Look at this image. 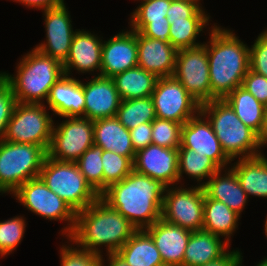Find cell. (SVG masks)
Listing matches in <instances>:
<instances>
[{
    "label": "cell",
    "mask_w": 267,
    "mask_h": 266,
    "mask_svg": "<svg viewBox=\"0 0 267 266\" xmlns=\"http://www.w3.org/2000/svg\"><path fill=\"white\" fill-rule=\"evenodd\" d=\"M166 188L161 181L133 170L120 182L111 184L100 198L142 230L161 218Z\"/></svg>",
    "instance_id": "6da1fadb"
},
{
    "label": "cell",
    "mask_w": 267,
    "mask_h": 266,
    "mask_svg": "<svg viewBox=\"0 0 267 266\" xmlns=\"http://www.w3.org/2000/svg\"><path fill=\"white\" fill-rule=\"evenodd\" d=\"M137 229L117 210L100 197L87 208L78 211L72 234L68 237L77 247L102 255L116 253ZM99 247V248H98Z\"/></svg>",
    "instance_id": "7a4b0ae2"
},
{
    "label": "cell",
    "mask_w": 267,
    "mask_h": 266,
    "mask_svg": "<svg viewBox=\"0 0 267 266\" xmlns=\"http://www.w3.org/2000/svg\"><path fill=\"white\" fill-rule=\"evenodd\" d=\"M205 43L209 63L211 101L224 99L237 87L250 69L249 47L230 29L214 24Z\"/></svg>",
    "instance_id": "3957f363"
},
{
    "label": "cell",
    "mask_w": 267,
    "mask_h": 266,
    "mask_svg": "<svg viewBox=\"0 0 267 266\" xmlns=\"http://www.w3.org/2000/svg\"><path fill=\"white\" fill-rule=\"evenodd\" d=\"M0 74L10 84L17 103L33 104H43L52 86L65 75L61 62L35 48L22 57L16 75Z\"/></svg>",
    "instance_id": "277c9868"
},
{
    "label": "cell",
    "mask_w": 267,
    "mask_h": 266,
    "mask_svg": "<svg viewBox=\"0 0 267 266\" xmlns=\"http://www.w3.org/2000/svg\"><path fill=\"white\" fill-rule=\"evenodd\" d=\"M200 112L208 118L222 149L232 161L238 156L240 159L262 154L260 149L264 145L260 136L237 117L224 99L201 104Z\"/></svg>",
    "instance_id": "5b68a950"
},
{
    "label": "cell",
    "mask_w": 267,
    "mask_h": 266,
    "mask_svg": "<svg viewBox=\"0 0 267 266\" xmlns=\"http://www.w3.org/2000/svg\"><path fill=\"white\" fill-rule=\"evenodd\" d=\"M46 156L41 146L0 141V192L13 194L28 180L39 177Z\"/></svg>",
    "instance_id": "8992f818"
},
{
    "label": "cell",
    "mask_w": 267,
    "mask_h": 266,
    "mask_svg": "<svg viewBox=\"0 0 267 266\" xmlns=\"http://www.w3.org/2000/svg\"><path fill=\"white\" fill-rule=\"evenodd\" d=\"M39 177L76 213L100 197L86 182L75 162H62L46 156Z\"/></svg>",
    "instance_id": "52a82bcc"
},
{
    "label": "cell",
    "mask_w": 267,
    "mask_h": 266,
    "mask_svg": "<svg viewBox=\"0 0 267 266\" xmlns=\"http://www.w3.org/2000/svg\"><path fill=\"white\" fill-rule=\"evenodd\" d=\"M45 107L44 103H17L3 140L34 144L48 151L54 121Z\"/></svg>",
    "instance_id": "ba28073f"
},
{
    "label": "cell",
    "mask_w": 267,
    "mask_h": 266,
    "mask_svg": "<svg viewBox=\"0 0 267 266\" xmlns=\"http://www.w3.org/2000/svg\"><path fill=\"white\" fill-rule=\"evenodd\" d=\"M14 197L28 210L43 218L67 221L62 235L68 238L75 227L76 212L62 198L50 190L40 177L28 180L14 193Z\"/></svg>",
    "instance_id": "9c48e42d"
},
{
    "label": "cell",
    "mask_w": 267,
    "mask_h": 266,
    "mask_svg": "<svg viewBox=\"0 0 267 266\" xmlns=\"http://www.w3.org/2000/svg\"><path fill=\"white\" fill-rule=\"evenodd\" d=\"M52 129L47 156L62 162H76L94 144L93 120L85 117H64Z\"/></svg>",
    "instance_id": "30bf717a"
},
{
    "label": "cell",
    "mask_w": 267,
    "mask_h": 266,
    "mask_svg": "<svg viewBox=\"0 0 267 266\" xmlns=\"http://www.w3.org/2000/svg\"><path fill=\"white\" fill-rule=\"evenodd\" d=\"M180 187V188H179ZM168 186L163 198L161 218L190 231L203 228L204 189Z\"/></svg>",
    "instance_id": "8fae6325"
},
{
    "label": "cell",
    "mask_w": 267,
    "mask_h": 266,
    "mask_svg": "<svg viewBox=\"0 0 267 266\" xmlns=\"http://www.w3.org/2000/svg\"><path fill=\"white\" fill-rule=\"evenodd\" d=\"M156 118L186 123L200 112L201 104L174 77L158 78L151 94Z\"/></svg>",
    "instance_id": "7c38bea8"
},
{
    "label": "cell",
    "mask_w": 267,
    "mask_h": 266,
    "mask_svg": "<svg viewBox=\"0 0 267 266\" xmlns=\"http://www.w3.org/2000/svg\"><path fill=\"white\" fill-rule=\"evenodd\" d=\"M173 76L200 104L211 101L209 63L204 43L177 51Z\"/></svg>",
    "instance_id": "4fadbf2b"
},
{
    "label": "cell",
    "mask_w": 267,
    "mask_h": 266,
    "mask_svg": "<svg viewBox=\"0 0 267 266\" xmlns=\"http://www.w3.org/2000/svg\"><path fill=\"white\" fill-rule=\"evenodd\" d=\"M179 148H189L207 156L220 169H223L232 161L222 149L210 122L206 120L201 112L182 125Z\"/></svg>",
    "instance_id": "5bb4252c"
},
{
    "label": "cell",
    "mask_w": 267,
    "mask_h": 266,
    "mask_svg": "<svg viewBox=\"0 0 267 266\" xmlns=\"http://www.w3.org/2000/svg\"><path fill=\"white\" fill-rule=\"evenodd\" d=\"M65 4L44 10L46 41L37 45L36 50L44 55L58 60L62 64L66 61L76 31H73L70 13Z\"/></svg>",
    "instance_id": "9a60e30c"
},
{
    "label": "cell",
    "mask_w": 267,
    "mask_h": 266,
    "mask_svg": "<svg viewBox=\"0 0 267 266\" xmlns=\"http://www.w3.org/2000/svg\"><path fill=\"white\" fill-rule=\"evenodd\" d=\"M134 170L161 181L167 187L179 183L178 148L150 144L136 152Z\"/></svg>",
    "instance_id": "2e32d148"
},
{
    "label": "cell",
    "mask_w": 267,
    "mask_h": 266,
    "mask_svg": "<svg viewBox=\"0 0 267 266\" xmlns=\"http://www.w3.org/2000/svg\"><path fill=\"white\" fill-rule=\"evenodd\" d=\"M138 66L137 32H119L102 43L101 71L98 76L112 78Z\"/></svg>",
    "instance_id": "e0dca14e"
},
{
    "label": "cell",
    "mask_w": 267,
    "mask_h": 266,
    "mask_svg": "<svg viewBox=\"0 0 267 266\" xmlns=\"http://www.w3.org/2000/svg\"><path fill=\"white\" fill-rule=\"evenodd\" d=\"M83 83L85 97L84 117L90 120L115 117L121 98L112 78L93 76Z\"/></svg>",
    "instance_id": "ac0fdd59"
},
{
    "label": "cell",
    "mask_w": 267,
    "mask_h": 266,
    "mask_svg": "<svg viewBox=\"0 0 267 266\" xmlns=\"http://www.w3.org/2000/svg\"><path fill=\"white\" fill-rule=\"evenodd\" d=\"M153 239L164 264L182 266L186 246L192 231L160 218L144 229Z\"/></svg>",
    "instance_id": "d6986e66"
},
{
    "label": "cell",
    "mask_w": 267,
    "mask_h": 266,
    "mask_svg": "<svg viewBox=\"0 0 267 266\" xmlns=\"http://www.w3.org/2000/svg\"><path fill=\"white\" fill-rule=\"evenodd\" d=\"M102 39L89 31L77 30L72 38L70 52L63 63L64 74L70 76L71 69L79 73L101 71ZM81 71V72H80Z\"/></svg>",
    "instance_id": "ffe728a7"
},
{
    "label": "cell",
    "mask_w": 267,
    "mask_h": 266,
    "mask_svg": "<svg viewBox=\"0 0 267 266\" xmlns=\"http://www.w3.org/2000/svg\"><path fill=\"white\" fill-rule=\"evenodd\" d=\"M138 67L158 78L173 76L177 50L158 39L142 36L137 32Z\"/></svg>",
    "instance_id": "44dd1931"
},
{
    "label": "cell",
    "mask_w": 267,
    "mask_h": 266,
    "mask_svg": "<svg viewBox=\"0 0 267 266\" xmlns=\"http://www.w3.org/2000/svg\"><path fill=\"white\" fill-rule=\"evenodd\" d=\"M50 110L60 117H84L83 82L63 75L50 89L46 100Z\"/></svg>",
    "instance_id": "7402d4cb"
},
{
    "label": "cell",
    "mask_w": 267,
    "mask_h": 266,
    "mask_svg": "<svg viewBox=\"0 0 267 266\" xmlns=\"http://www.w3.org/2000/svg\"><path fill=\"white\" fill-rule=\"evenodd\" d=\"M222 170L219 169L208 181L199 182V186L203 187L209 198L225 203L230 209L241 215L248 196L242 189L235 172L228 168V172L225 170V174L221 176Z\"/></svg>",
    "instance_id": "603a6c76"
},
{
    "label": "cell",
    "mask_w": 267,
    "mask_h": 266,
    "mask_svg": "<svg viewBox=\"0 0 267 266\" xmlns=\"http://www.w3.org/2000/svg\"><path fill=\"white\" fill-rule=\"evenodd\" d=\"M93 124L94 145L128 157L134 162L136 152L133 149L130 132L116 117L97 119Z\"/></svg>",
    "instance_id": "cb8c5ba5"
},
{
    "label": "cell",
    "mask_w": 267,
    "mask_h": 266,
    "mask_svg": "<svg viewBox=\"0 0 267 266\" xmlns=\"http://www.w3.org/2000/svg\"><path fill=\"white\" fill-rule=\"evenodd\" d=\"M230 243L204 229L193 231L185 249L182 266H199L223 256Z\"/></svg>",
    "instance_id": "d4e9b609"
},
{
    "label": "cell",
    "mask_w": 267,
    "mask_h": 266,
    "mask_svg": "<svg viewBox=\"0 0 267 266\" xmlns=\"http://www.w3.org/2000/svg\"><path fill=\"white\" fill-rule=\"evenodd\" d=\"M231 169L248 198L250 195L267 198V158L263 154L240 158Z\"/></svg>",
    "instance_id": "484cf974"
},
{
    "label": "cell",
    "mask_w": 267,
    "mask_h": 266,
    "mask_svg": "<svg viewBox=\"0 0 267 266\" xmlns=\"http://www.w3.org/2000/svg\"><path fill=\"white\" fill-rule=\"evenodd\" d=\"M130 266H161L163 260L152 237L144 230H136L116 252Z\"/></svg>",
    "instance_id": "4316f807"
},
{
    "label": "cell",
    "mask_w": 267,
    "mask_h": 266,
    "mask_svg": "<svg viewBox=\"0 0 267 266\" xmlns=\"http://www.w3.org/2000/svg\"><path fill=\"white\" fill-rule=\"evenodd\" d=\"M240 215L225 203L209 198L204 192L203 228L216 236L225 238L227 243L238 227Z\"/></svg>",
    "instance_id": "83f0119b"
},
{
    "label": "cell",
    "mask_w": 267,
    "mask_h": 266,
    "mask_svg": "<svg viewBox=\"0 0 267 266\" xmlns=\"http://www.w3.org/2000/svg\"><path fill=\"white\" fill-rule=\"evenodd\" d=\"M224 100L231 106L237 117L259 136L264 128L265 106L244 87H237Z\"/></svg>",
    "instance_id": "f1b7e54d"
},
{
    "label": "cell",
    "mask_w": 267,
    "mask_h": 266,
    "mask_svg": "<svg viewBox=\"0 0 267 266\" xmlns=\"http://www.w3.org/2000/svg\"><path fill=\"white\" fill-rule=\"evenodd\" d=\"M112 79L121 100H131L151 96L158 77L137 66L115 75Z\"/></svg>",
    "instance_id": "f546056e"
},
{
    "label": "cell",
    "mask_w": 267,
    "mask_h": 266,
    "mask_svg": "<svg viewBox=\"0 0 267 266\" xmlns=\"http://www.w3.org/2000/svg\"><path fill=\"white\" fill-rule=\"evenodd\" d=\"M128 130L156 118L155 108L151 96L131 100H121L115 116Z\"/></svg>",
    "instance_id": "4dcf8cb0"
},
{
    "label": "cell",
    "mask_w": 267,
    "mask_h": 266,
    "mask_svg": "<svg viewBox=\"0 0 267 266\" xmlns=\"http://www.w3.org/2000/svg\"><path fill=\"white\" fill-rule=\"evenodd\" d=\"M170 24V44L178 51L202 45L195 42L203 28L209 25V18H185L168 20Z\"/></svg>",
    "instance_id": "1f68e13d"
},
{
    "label": "cell",
    "mask_w": 267,
    "mask_h": 266,
    "mask_svg": "<svg viewBox=\"0 0 267 266\" xmlns=\"http://www.w3.org/2000/svg\"><path fill=\"white\" fill-rule=\"evenodd\" d=\"M220 168L207 156L201 155L189 148H178V174L181 181L182 174H186L191 179L201 182L205 178L209 179Z\"/></svg>",
    "instance_id": "d6a6232c"
},
{
    "label": "cell",
    "mask_w": 267,
    "mask_h": 266,
    "mask_svg": "<svg viewBox=\"0 0 267 266\" xmlns=\"http://www.w3.org/2000/svg\"><path fill=\"white\" fill-rule=\"evenodd\" d=\"M102 153L103 149L93 144L75 162L86 182L99 196L103 193Z\"/></svg>",
    "instance_id": "836d02e7"
},
{
    "label": "cell",
    "mask_w": 267,
    "mask_h": 266,
    "mask_svg": "<svg viewBox=\"0 0 267 266\" xmlns=\"http://www.w3.org/2000/svg\"><path fill=\"white\" fill-rule=\"evenodd\" d=\"M103 192L113 183L120 182L133 170V161L115 152L103 150Z\"/></svg>",
    "instance_id": "e575fe53"
},
{
    "label": "cell",
    "mask_w": 267,
    "mask_h": 266,
    "mask_svg": "<svg viewBox=\"0 0 267 266\" xmlns=\"http://www.w3.org/2000/svg\"><path fill=\"white\" fill-rule=\"evenodd\" d=\"M25 219L23 216L12 217L11 219L0 221V255H9L21 242L25 232Z\"/></svg>",
    "instance_id": "d590c367"
},
{
    "label": "cell",
    "mask_w": 267,
    "mask_h": 266,
    "mask_svg": "<svg viewBox=\"0 0 267 266\" xmlns=\"http://www.w3.org/2000/svg\"><path fill=\"white\" fill-rule=\"evenodd\" d=\"M182 124L155 118L152 121V144L165 148H179Z\"/></svg>",
    "instance_id": "8d00e7d4"
},
{
    "label": "cell",
    "mask_w": 267,
    "mask_h": 266,
    "mask_svg": "<svg viewBox=\"0 0 267 266\" xmlns=\"http://www.w3.org/2000/svg\"><path fill=\"white\" fill-rule=\"evenodd\" d=\"M60 254V266H105L103 255L79 247L63 245Z\"/></svg>",
    "instance_id": "74e56055"
},
{
    "label": "cell",
    "mask_w": 267,
    "mask_h": 266,
    "mask_svg": "<svg viewBox=\"0 0 267 266\" xmlns=\"http://www.w3.org/2000/svg\"><path fill=\"white\" fill-rule=\"evenodd\" d=\"M132 13L131 22H158L165 21L167 11L172 1L143 0Z\"/></svg>",
    "instance_id": "f35d334b"
},
{
    "label": "cell",
    "mask_w": 267,
    "mask_h": 266,
    "mask_svg": "<svg viewBox=\"0 0 267 266\" xmlns=\"http://www.w3.org/2000/svg\"><path fill=\"white\" fill-rule=\"evenodd\" d=\"M17 104L10 84L0 74V141L4 139L7 123Z\"/></svg>",
    "instance_id": "ab89813d"
},
{
    "label": "cell",
    "mask_w": 267,
    "mask_h": 266,
    "mask_svg": "<svg viewBox=\"0 0 267 266\" xmlns=\"http://www.w3.org/2000/svg\"><path fill=\"white\" fill-rule=\"evenodd\" d=\"M250 70L267 78V30L249 48Z\"/></svg>",
    "instance_id": "60d3db41"
},
{
    "label": "cell",
    "mask_w": 267,
    "mask_h": 266,
    "mask_svg": "<svg viewBox=\"0 0 267 266\" xmlns=\"http://www.w3.org/2000/svg\"><path fill=\"white\" fill-rule=\"evenodd\" d=\"M199 1H173L167 11V20H184L185 18H209Z\"/></svg>",
    "instance_id": "b9f144b4"
},
{
    "label": "cell",
    "mask_w": 267,
    "mask_h": 266,
    "mask_svg": "<svg viewBox=\"0 0 267 266\" xmlns=\"http://www.w3.org/2000/svg\"><path fill=\"white\" fill-rule=\"evenodd\" d=\"M130 23L131 30L139 32L142 36L170 43V24L167 17H165V21Z\"/></svg>",
    "instance_id": "7bdbcfd3"
},
{
    "label": "cell",
    "mask_w": 267,
    "mask_h": 266,
    "mask_svg": "<svg viewBox=\"0 0 267 266\" xmlns=\"http://www.w3.org/2000/svg\"><path fill=\"white\" fill-rule=\"evenodd\" d=\"M248 92H250L260 103L267 106V78L252 70H248L242 83Z\"/></svg>",
    "instance_id": "ee69618b"
},
{
    "label": "cell",
    "mask_w": 267,
    "mask_h": 266,
    "mask_svg": "<svg viewBox=\"0 0 267 266\" xmlns=\"http://www.w3.org/2000/svg\"><path fill=\"white\" fill-rule=\"evenodd\" d=\"M129 132L135 152L152 144V122L140 124Z\"/></svg>",
    "instance_id": "f6af8a7d"
},
{
    "label": "cell",
    "mask_w": 267,
    "mask_h": 266,
    "mask_svg": "<svg viewBox=\"0 0 267 266\" xmlns=\"http://www.w3.org/2000/svg\"><path fill=\"white\" fill-rule=\"evenodd\" d=\"M242 253L239 250L227 251L220 258L210 261L207 264L199 266H241L242 265Z\"/></svg>",
    "instance_id": "bcb514c9"
},
{
    "label": "cell",
    "mask_w": 267,
    "mask_h": 266,
    "mask_svg": "<svg viewBox=\"0 0 267 266\" xmlns=\"http://www.w3.org/2000/svg\"><path fill=\"white\" fill-rule=\"evenodd\" d=\"M16 2L22 3L27 7L40 8L41 10H46L49 8H55L64 5V0H14Z\"/></svg>",
    "instance_id": "7dc6e473"
},
{
    "label": "cell",
    "mask_w": 267,
    "mask_h": 266,
    "mask_svg": "<svg viewBox=\"0 0 267 266\" xmlns=\"http://www.w3.org/2000/svg\"><path fill=\"white\" fill-rule=\"evenodd\" d=\"M108 255V265L107 266H130L126 261L119 256L117 253H110Z\"/></svg>",
    "instance_id": "c3c4849f"
},
{
    "label": "cell",
    "mask_w": 267,
    "mask_h": 266,
    "mask_svg": "<svg viewBox=\"0 0 267 266\" xmlns=\"http://www.w3.org/2000/svg\"><path fill=\"white\" fill-rule=\"evenodd\" d=\"M260 139L263 145L267 144V106H265L264 128Z\"/></svg>",
    "instance_id": "681fc988"
},
{
    "label": "cell",
    "mask_w": 267,
    "mask_h": 266,
    "mask_svg": "<svg viewBox=\"0 0 267 266\" xmlns=\"http://www.w3.org/2000/svg\"><path fill=\"white\" fill-rule=\"evenodd\" d=\"M256 266H267V258H264V260H261V262L258 263Z\"/></svg>",
    "instance_id": "f907efd6"
},
{
    "label": "cell",
    "mask_w": 267,
    "mask_h": 266,
    "mask_svg": "<svg viewBox=\"0 0 267 266\" xmlns=\"http://www.w3.org/2000/svg\"><path fill=\"white\" fill-rule=\"evenodd\" d=\"M169 1H200V0H169Z\"/></svg>",
    "instance_id": "816d5d0a"
},
{
    "label": "cell",
    "mask_w": 267,
    "mask_h": 266,
    "mask_svg": "<svg viewBox=\"0 0 267 266\" xmlns=\"http://www.w3.org/2000/svg\"><path fill=\"white\" fill-rule=\"evenodd\" d=\"M265 235L267 237V226H265Z\"/></svg>",
    "instance_id": "f5cc1de1"
},
{
    "label": "cell",
    "mask_w": 267,
    "mask_h": 266,
    "mask_svg": "<svg viewBox=\"0 0 267 266\" xmlns=\"http://www.w3.org/2000/svg\"><path fill=\"white\" fill-rule=\"evenodd\" d=\"M161 266H174V265L163 264V265H161Z\"/></svg>",
    "instance_id": "db71d44e"
}]
</instances>
